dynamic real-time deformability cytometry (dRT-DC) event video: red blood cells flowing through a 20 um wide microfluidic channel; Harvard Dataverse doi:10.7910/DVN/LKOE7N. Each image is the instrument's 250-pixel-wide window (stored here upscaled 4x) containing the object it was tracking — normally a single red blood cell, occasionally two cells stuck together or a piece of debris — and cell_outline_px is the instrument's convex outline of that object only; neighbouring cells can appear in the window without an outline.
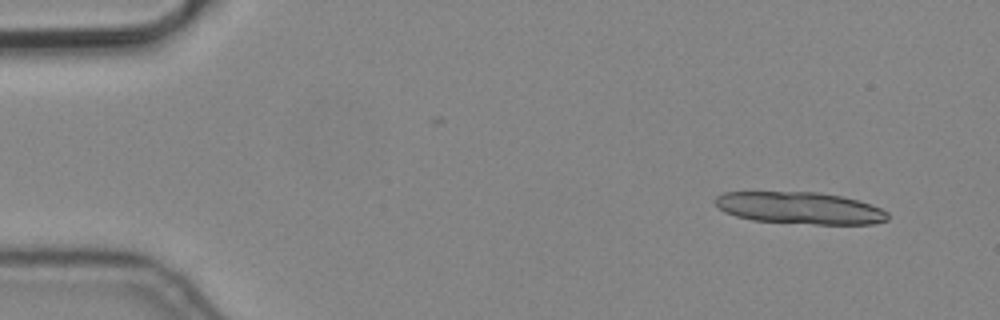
{"species": "common noctule bat (a hibernating species)", "species_latin": "Nyctalus noctula", "temperature_condition": "cold", "stored_images_in_passage": 4, "camera_frame_rate_fps": 3000, "um_per_image_px": 0.085, "animal": {"sex": "male", "body_mass_g": 19.2, "forearm_length_mm": 51.8}, "frame": {"image": 1, "passage_image": 1, "time_ms": 0.0, "image_size_px": [1000, 320], "cell_outline_px": [[888, 220], [872, 224], [816, 224], [752, 220], [736, 216], [724, 212], [712, 200], [716, 196], [724, 192], [816, 192], [840, 196], [860, 200], [880, 208], [888, 212]], "centroid_in_image_um": [67.98, 17.68], "position_along_channel_um": 17.0, "area_um2": 32.14}}
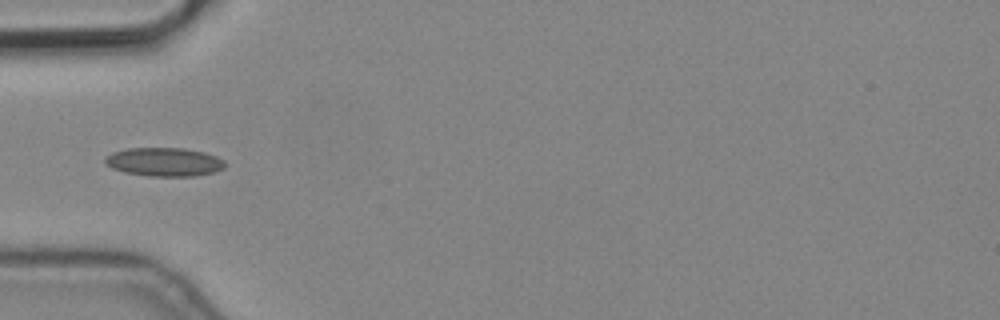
{"frame": {"image": 2, "passage_image": 4, "time_ms": 1.0, "image_size_px": [1000, 320], "cell_outline_px": [[224, 168], [216, 172], [196, 176], [148, 176], [124, 172], [112, 168], [104, 160], [112, 152], [128, 148], [184, 148], [204, 152], [216, 156], [224, 160]], "centroid_in_image_um": [13.99, 13.77], "position_along_channel_um": 71.0, "area_um2": 20.0}}